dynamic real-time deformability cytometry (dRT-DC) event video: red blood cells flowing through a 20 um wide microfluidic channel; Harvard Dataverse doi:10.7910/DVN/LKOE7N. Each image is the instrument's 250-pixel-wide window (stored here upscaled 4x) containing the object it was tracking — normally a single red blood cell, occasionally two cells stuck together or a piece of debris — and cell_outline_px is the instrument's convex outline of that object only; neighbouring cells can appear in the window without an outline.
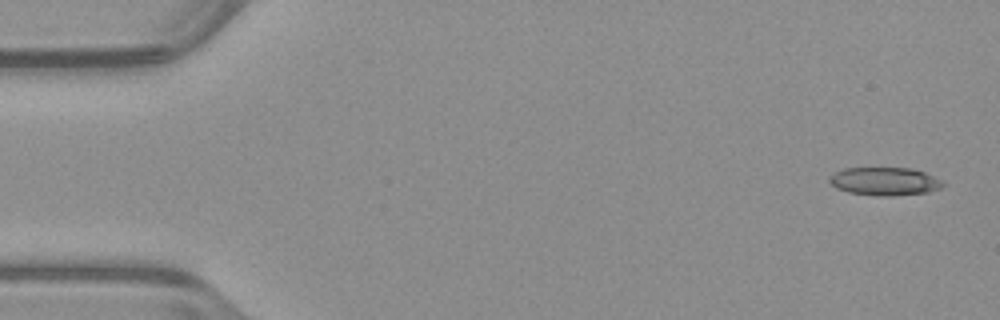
{"species": "common noctule bat (a hibernating species)", "species_latin": "Nyctalus noctula", "temperature_condition": "warm", "stored_images_in_passage": 51, "camera_frame_rate_fps": 3000, "um_per_image_px": 0.085, "animal": {"sex": "male", "body_mass_g": 23.1, "forearm_length_mm": 52.7}, "frame": {"image": 1, "passage_image": 1, "time_ms": 0.0, "image_size_px": [1000, 320], "cell_outline_px": [[944, 184], [940, 188], [928, 192], [892, 196], [876, 196], [848, 192], [836, 188], [828, 180], [828, 176], [844, 168], [912, 168], [924, 172], [944, 180]], "centroid_in_image_um": [75.2, 15.41], "position_along_channel_um": 9.8, "area_um2": 18.73}}
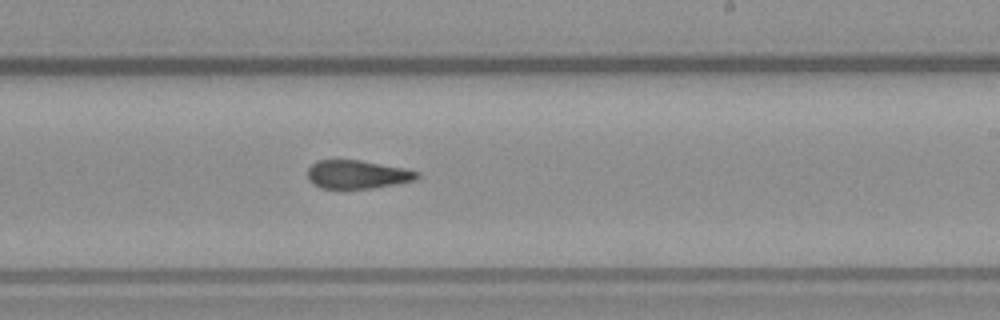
{"frame": {"image": 2, "passage_image": 30, "time_ms": 9.667, "image_size_px": [1000, 320], "cell_outline_px": [[420, 176], [416, 180], [396, 184], [372, 188], [320, 188], [312, 184], [308, 180], [308, 168], [316, 160], [360, 160], [404, 168], [420, 172]], "centroid_in_image_um": [30.37, 14.83], "position_along_channel_um": 258.6, "area_um2": 18.21}}
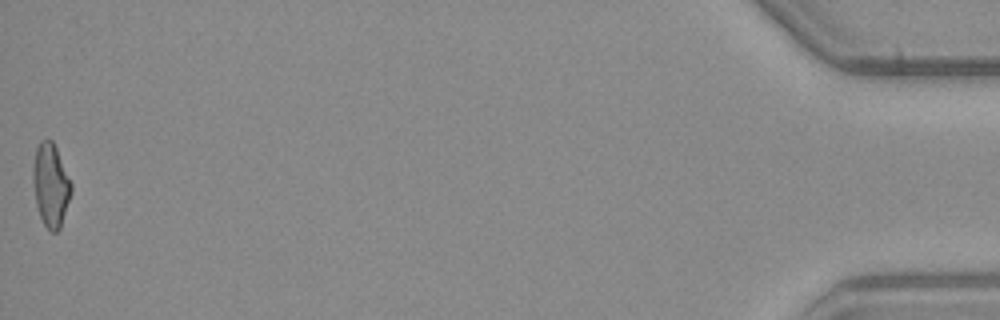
{"frame": {"image": 3, "passage_image": 51, "time_ms": 16.667, "image_size_px": [1000, 320], "cell_outline_px": [[72, 192], [60, 228], [56, 232], [52, 232], [44, 224], [40, 216], [36, 204], [32, 180], [32, 168], [36, 148], [40, 140], [52, 140], [56, 148], [72, 184]], "centroid_in_image_um": [4.3, 15.73], "position_along_channel_um": 430.9, "area_um2": 18.5}, "authors_computed_cell_mechanics": {"area_um2": 19.0162, "velocity_mm_per_s": 3.9767, "shape_relaxation_time_tau1_ms": null, "shape_relaxation_time_tau2_ms": 2.5905, "deformation_change_tau1": null, "deformation_change_tau2": 0.1215}}